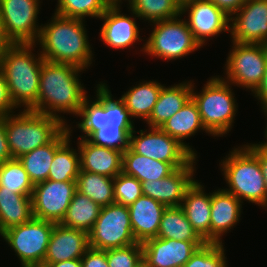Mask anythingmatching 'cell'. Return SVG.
Returning a JSON list of instances; mask_svg holds the SVG:
<instances>
[{
    "mask_svg": "<svg viewBox=\"0 0 267 267\" xmlns=\"http://www.w3.org/2000/svg\"><path fill=\"white\" fill-rule=\"evenodd\" d=\"M4 124L12 158L50 143L66 127L56 117L30 110L4 116Z\"/></svg>",
    "mask_w": 267,
    "mask_h": 267,
    "instance_id": "5",
    "label": "cell"
},
{
    "mask_svg": "<svg viewBox=\"0 0 267 267\" xmlns=\"http://www.w3.org/2000/svg\"><path fill=\"white\" fill-rule=\"evenodd\" d=\"M150 130V131H149ZM130 134L129 147L137 154L170 163L175 169L186 166L195 156L176 138L158 127ZM139 134L136 136L135 134Z\"/></svg>",
    "mask_w": 267,
    "mask_h": 267,
    "instance_id": "13",
    "label": "cell"
},
{
    "mask_svg": "<svg viewBox=\"0 0 267 267\" xmlns=\"http://www.w3.org/2000/svg\"><path fill=\"white\" fill-rule=\"evenodd\" d=\"M50 23L41 24L36 44L45 61L71 64L83 70L93 61V51L87 36L85 20L53 14ZM43 25V26H42Z\"/></svg>",
    "mask_w": 267,
    "mask_h": 267,
    "instance_id": "2",
    "label": "cell"
},
{
    "mask_svg": "<svg viewBox=\"0 0 267 267\" xmlns=\"http://www.w3.org/2000/svg\"><path fill=\"white\" fill-rule=\"evenodd\" d=\"M80 171H87L115 178L122 173L123 152L95 145L88 139L79 138Z\"/></svg>",
    "mask_w": 267,
    "mask_h": 267,
    "instance_id": "21",
    "label": "cell"
},
{
    "mask_svg": "<svg viewBox=\"0 0 267 267\" xmlns=\"http://www.w3.org/2000/svg\"><path fill=\"white\" fill-rule=\"evenodd\" d=\"M109 4H121L122 5V0H106ZM127 1V0H125Z\"/></svg>",
    "mask_w": 267,
    "mask_h": 267,
    "instance_id": "51",
    "label": "cell"
},
{
    "mask_svg": "<svg viewBox=\"0 0 267 267\" xmlns=\"http://www.w3.org/2000/svg\"><path fill=\"white\" fill-rule=\"evenodd\" d=\"M33 218L31 195L0 190V235Z\"/></svg>",
    "mask_w": 267,
    "mask_h": 267,
    "instance_id": "30",
    "label": "cell"
},
{
    "mask_svg": "<svg viewBox=\"0 0 267 267\" xmlns=\"http://www.w3.org/2000/svg\"><path fill=\"white\" fill-rule=\"evenodd\" d=\"M186 12L188 27L201 47L208 39L229 32L230 17L211 0H188L181 4V15Z\"/></svg>",
    "mask_w": 267,
    "mask_h": 267,
    "instance_id": "15",
    "label": "cell"
},
{
    "mask_svg": "<svg viewBox=\"0 0 267 267\" xmlns=\"http://www.w3.org/2000/svg\"><path fill=\"white\" fill-rule=\"evenodd\" d=\"M193 82L191 98L198 107L204 127L214 137L225 136L232 129L238 108L232 84L216 75L196 93Z\"/></svg>",
    "mask_w": 267,
    "mask_h": 267,
    "instance_id": "6",
    "label": "cell"
},
{
    "mask_svg": "<svg viewBox=\"0 0 267 267\" xmlns=\"http://www.w3.org/2000/svg\"><path fill=\"white\" fill-rule=\"evenodd\" d=\"M40 0H0V21L6 39L11 44H36Z\"/></svg>",
    "mask_w": 267,
    "mask_h": 267,
    "instance_id": "12",
    "label": "cell"
},
{
    "mask_svg": "<svg viewBox=\"0 0 267 267\" xmlns=\"http://www.w3.org/2000/svg\"><path fill=\"white\" fill-rule=\"evenodd\" d=\"M54 222L32 218L4 231L0 236L15 252L21 267L43 264Z\"/></svg>",
    "mask_w": 267,
    "mask_h": 267,
    "instance_id": "10",
    "label": "cell"
},
{
    "mask_svg": "<svg viewBox=\"0 0 267 267\" xmlns=\"http://www.w3.org/2000/svg\"><path fill=\"white\" fill-rule=\"evenodd\" d=\"M24 267H50V266L45 265V264H31V265H27Z\"/></svg>",
    "mask_w": 267,
    "mask_h": 267,
    "instance_id": "52",
    "label": "cell"
},
{
    "mask_svg": "<svg viewBox=\"0 0 267 267\" xmlns=\"http://www.w3.org/2000/svg\"><path fill=\"white\" fill-rule=\"evenodd\" d=\"M11 158V152L5 131L4 117H0V164H3Z\"/></svg>",
    "mask_w": 267,
    "mask_h": 267,
    "instance_id": "46",
    "label": "cell"
},
{
    "mask_svg": "<svg viewBox=\"0 0 267 267\" xmlns=\"http://www.w3.org/2000/svg\"><path fill=\"white\" fill-rule=\"evenodd\" d=\"M50 267H82L81 258L51 263Z\"/></svg>",
    "mask_w": 267,
    "mask_h": 267,
    "instance_id": "48",
    "label": "cell"
},
{
    "mask_svg": "<svg viewBox=\"0 0 267 267\" xmlns=\"http://www.w3.org/2000/svg\"><path fill=\"white\" fill-rule=\"evenodd\" d=\"M0 40H7L5 35H4V32H3V27H2L1 21H0Z\"/></svg>",
    "mask_w": 267,
    "mask_h": 267,
    "instance_id": "50",
    "label": "cell"
},
{
    "mask_svg": "<svg viewBox=\"0 0 267 267\" xmlns=\"http://www.w3.org/2000/svg\"><path fill=\"white\" fill-rule=\"evenodd\" d=\"M11 45L8 40H0V64L2 62L5 50Z\"/></svg>",
    "mask_w": 267,
    "mask_h": 267,
    "instance_id": "49",
    "label": "cell"
},
{
    "mask_svg": "<svg viewBox=\"0 0 267 267\" xmlns=\"http://www.w3.org/2000/svg\"><path fill=\"white\" fill-rule=\"evenodd\" d=\"M178 2H180L181 4H183L184 2L188 1V0H177Z\"/></svg>",
    "mask_w": 267,
    "mask_h": 267,
    "instance_id": "54",
    "label": "cell"
},
{
    "mask_svg": "<svg viewBox=\"0 0 267 267\" xmlns=\"http://www.w3.org/2000/svg\"><path fill=\"white\" fill-rule=\"evenodd\" d=\"M205 243L151 238L142 243L143 261L148 267H182Z\"/></svg>",
    "mask_w": 267,
    "mask_h": 267,
    "instance_id": "19",
    "label": "cell"
},
{
    "mask_svg": "<svg viewBox=\"0 0 267 267\" xmlns=\"http://www.w3.org/2000/svg\"><path fill=\"white\" fill-rule=\"evenodd\" d=\"M198 180L187 189L181 207L197 234L210 242L211 193Z\"/></svg>",
    "mask_w": 267,
    "mask_h": 267,
    "instance_id": "24",
    "label": "cell"
},
{
    "mask_svg": "<svg viewBox=\"0 0 267 267\" xmlns=\"http://www.w3.org/2000/svg\"><path fill=\"white\" fill-rule=\"evenodd\" d=\"M89 247L97 250L120 248L137 243L132 233L128 206L110 204L101 207L88 232Z\"/></svg>",
    "mask_w": 267,
    "mask_h": 267,
    "instance_id": "11",
    "label": "cell"
},
{
    "mask_svg": "<svg viewBox=\"0 0 267 267\" xmlns=\"http://www.w3.org/2000/svg\"><path fill=\"white\" fill-rule=\"evenodd\" d=\"M221 165V166H220ZM228 188L242 203L248 201L265 209L267 192L258 157L246 146L233 148L219 163Z\"/></svg>",
    "mask_w": 267,
    "mask_h": 267,
    "instance_id": "4",
    "label": "cell"
},
{
    "mask_svg": "<svg viewBox=\"0 0 267 267\" xmlns=\"http://www.w3.org/2000/svg\"><path fill=\"white\" fill-rule=\"evenodd\" d=\"M132 233L136 242L157 237L166 206L155 199L142 195L128 206Z\"/></svg>",
    "mask_w": 267,
    "mask_h": 267,
    "instance_id": "23",
    "label": "cell"
},
{
    "mask_svg": "<svg viewBox=\"0 0 267 267\" xmlns=\"http://www.w3.org/2000/svg\"><path fill=\"white\" fill-rule=\"evenodd\" d=\"M106 83L102 81L96 85V98L89 100L87 96L77 115L82 120L77 123V128L83 132L80 138L87 139L94 131L104 126L134 127V120L124 102L119 98L114 100Z\"/></svg>",
    "mask_w": 267,
    "mask_h": 267,
    "instance_id": "8",
    "label": "cell"
},
{
    "mask_svg": "<svg viewBox=\"0 0 267 267\" xmlns=\"http://www.w3.org/2000/svg\"><path fill=\"white\" fill-rule=\"evenodd\" d=\"M142 184L135 177L119 173L114 178L115 203L129 206L142 196Z\"/></svg>",
    "mask_w": 267,
    "mask_h": 267,
    "instance_id": "40",
    "label": "cell"
},
{
    "mask_svg": "<svg viewBox=\"0 0 267 267\" xmlns=\"http://www.w3.org/2000/svg\"><path fill=\"white\" fill-rule=\"evenodd\" d=\"M160 129L171 137L176 138L195 157H197V152H195L194 148L192 149V146L185 143L184 140L194 136L199 130H203L208 135L213 136L204 127L198 107L192 98H190L171 118L165 121Z\"/></svg>",
    "mask_w": 267,
    "mask_h": 267,
    "instance_id": "26",
    "label": "cell"
},
{
    "mask_svg": "<svg viewBox=\"0 0 267 267\" xmlns=\"http://www.w3.org/2000/svg\"><path fill=\"white\" fill-rule=\"evenodd\" d=\"M175 168L163 161L135 153L130 147L123 152L122 172L140 182L159 180L170 175Z\"/></svg>",
    "mask_w": 267,
    "mask_h": 267,
    "instance_id": "29",
    "label": "cell"
},
{
    "mask_svg": "<svg viewBox=\"0 0 267 267\" xmlns=\"http://www.w3.org/2000/svg\"><path fill=\"white\" fill-rule=\"evenodd\" d=\"M109 267H137L143 261L142 243L106 250Z\"/></svg>",
    "mask_w": 267,
    "mask_h": 267,
    "instance_id": "41",
    "label": "cell"
},
{
    "mask_svg": "<svg viewBox=\"0 0 267 267\" xmlns=\"http://www.w3.org/2000/svg\"><path fill=\"white\" fill-rule=\"evenodd\" d=\"M38 44H11L4 52L0 69L16 108L37 112L41 66L44 58L32 51ZM37 56V57H35Z\"/></svg>",
    "mask_w": 267,
    "mask_h": 267,
    "instance_id": "3",
    "label": "cell"
},
{
    "mask_svg": "<svg viewBox=\"0 0 267 267\" xmlns=\"http://www.w3.org/2000/svg\"><path fill=\"white\" fill-rule=\"evenodd\" d=\"M134 127L104 126L94 131L87 139L95 145L113 148L124 152L129 147L130 134Z\"/></svg>",
    "mask_w": 267,
    "mask_h": 267,
    "instance_id": "38",
    "label": "cell"
},
{
    "mask_svg": "<svg viewBox=\"0 0 267 267\" xmlns=\"http://www.w3.org/2000/svg\"><path fill=\"white\" fill-rule=\"evenodd\" d=\"M100 209L101 207L96 202L76 190L60 224L88 233L95 224Z\"/></svg>",
    "mask_w": 267,
    "mask_h": 267,
    "instance_id": "32",
    "label": "cell"
},
{
    "mask_svg": "<svg viewBox=\"0 0 267 267\" xmlns=\"http://www.w3.org/2000/svg\"><path fill=\"white\" fill-rule=\"evenodd\" d=\"M120 9V4H110L99 18L104 21L100 30L101 41L103 40V44L110 48L118 50L129 48L135 42L142 41L135 20L138 16L130 9L128 11H131V15L127 16L121 13Z\"/></svg>",
    "mask_w": 267,
    "mask_h": 267,
    "instance_id": "18",
    "label": "cell"
},
{
    "mask_svg": "<svg viewBox=\"0 0 267 267\" xmlns=\"http://www.w3.org/2000/svg\"><path fill=\"white\" fill-rule=\"evenodd\" d=\"M76 181L46 180L34 185L32 198L33 217L60 223L76 191Z\"/></svg>",
    "mask_w": 267,
    "mask_h": 267,
    "instance_id": "14",
    "label": "cell"
},
{
    "mask_svg": "<svg viewBox=\"0 0 267 267\" xmlns=\"http://www.w3.org/2000/svg\"><path fill=\"white\" fill-rule=\"evenodd\" d=\"M242 210V202L224 189L211 193V243L223 242L222 236L240 221Z\"/></svg>",
    "mask_w": 267,
    "mask_h": 267,
    "instance_id": "22",
    "label": "cell"
},
{
    "mask_svg": "<svg viewBox=\"0 0 267 267\" xmlns=\"http://www.w3.org/2000/svg\"><path fill=\"white\" fill-rule=\"evenodd\" d=\"M128 9L140 20L148 23L163 21L181 15V3L177 0H127Z\"/></svg>",
    "mask_w": 267,
    "mask_h": 267,
    "instance_id": "35",
    "label": "cell"
},
{
    "mask_svg": "<svg viewBox=\"0 0 267 267\" xmlns=\"http://www.w3.org/2000/svg\"><path fill=\"white\" fill-rule=\"evenodd\" d=\"M55 14L74 19L100 18L110 5L106 0H57Z\"/></svg>",
    "mask_w": 267,
    "mask_h": 267,
    "instance_id": "37",
    "label": "cell"
},
{
    "mask_svg": "<svg viewBox=\"0 0 267 267\" xmlns=\"http://www.w3.org/2000/svg\"><path fill=\"white\" fill-rule=\"evenodd\" d=\"M15 109L16 106L11 98L8 85L0 69V117L15 113Z\"/></svg>",
    "mask_w": 267,
    "mask_h": 267,
    "instance_id": "42",
    "label": "cell"
},
{
    "mask_svg": "<svg viewBox=\"0 0 267 267\" xmlns=\"http://www.w3.org/2000/svg\"><path fill=\"white\" fill-rule=\"evenodd\" d=\"M137 267H148V266H147V264L144 261H142L141 263H139L137 265Z\"/></svg>",
    "mask_w": 267,
    "mask_h": 267,
    "instance_id": "53",
    "label": "cell"
},
{
    "mask_svg": "<svg viewBox=\"0 0 267 267\" xmlns=\"http://www.w3.org/2000/svg\"><path fill=\"white\" fill-rule=\"evenodd\" d=\"M163 86L156 80L142 81L129 88L120 99L124 102L134 120L139 118L147 121L152 114Z\"/></svg>",
    "mask_w": 267,
    "mask_h": 267,
    "instance_id": "28",
    "label": "cell"
},
{
    "mask_svg": "<svg viewBox=\"0 0 267 267\" xmlns=\"http://www.w3.org/2000/svg\"><path fill=\"white\" fill-rule=\"evenodd\" d=\"M223 243L206 242L182 267H227Z\"/></svg>",
    "mask_w": 267,
    "mask_h": 267,
    "instance_id": "39",
    "label": "cell"
},
{
    "mask_svg": "<svg viewBox=\"0 0 267 267\" xmlns=\"http://www.w3.org/2000/svg\"><path fill=\"white\" fill-rule=\"evenodd\" d=\"M265 140L263 143H252V144H245L259 159L264 180H265V185H266V192H267V134H264ZM261 143V144H260Z\"/></svg>",
    "mask_w": 267,
    "mask_h": 267,
    "instance_id": "44",
    "label": "cell"
},
{
    "mask_svg": "<svg viewBox=\"0 0 267 267\" xmlns=\"http://www.w3.org/2000/svg\"><path fill=\"white\" fill-rule=\"evenodd\" d=\"M76 189L93 202H96L100 207L115 203L114 178L87 171H79Z\"/></svg>",
    "mask_w": 267,
    "mask_h": 267,
    "instance_id": "33",
    "label": "cell"
},
{
    "mask_svg": "<svg viewBox=\"0 0 267 267\" xmlns=\"http://www.w3.org/2000/svg\"><path fill=\"white\" fill-rule=\"evenodd\" d=\"M158 238L206 243L194 230L181 206L166 207L163 212Z\"/></svg>",
    "mask_w": 267,
    "mask_h": 267,
    "instance_id": "31",
    "label": "cell"
},
{
    "mask_svg": "<svg viewBox=\"0 0 267 267\" xmlns=\"http://www.w3.org/2000/svg\"><path fill=\"white\" fill-rule=\"evenodd\" d=\"M252 94H254V97L260 102L262 112L264 111L265 117H267V64L264 76Z\"/></svg>",
    "mask_w": 267,
    "mask_h": 267,
    "instance_id": "45",
    "label": "cell"
},
{
    "mask_svg": "<svg viewBox=\"0 0 267 267\" xmlns=\"http://www.w3.org/2000/svg\"><path fill=\"white\" fill-rule=\"evenodd\" d=\"M82 71L71 64L44 60L40 72L37 113L56 117L68 126L59 114L71 113L76 117L79 114L88 93L79 79Z\"/></svg>",
    "mask_w": 267,
    "mask_h": 267,
    "instance_id": "1",
    "label": "cell"
},
{
    "mask_svg": "<svg viewBox=\"0 0 267 267\" xmlns=\"http://www.w3.org/2000/svg\"><path fill=\"white\" fill-rule=\"evenodd\" d=\"M72 129L66 126L50 143L25 153L18 158L33 185L48 180L55 152L70 138Z\"/></svg>",
    "mask_w": 267,
    "mask_h": 267,
    "instance_id": "25",
    "label": "cell"
},
{
    "mask_svg": "<svg viewBox=\"0 0 267 267\" xmlns=\"http://www.w3.org/2000/svg\"><path fill=\"white\" fill-rule=\"evenodd\" d=\"M34 185L18 158L0 164V190L32 195Z\"/></svg>",
    "mask_w": 267,
    "mask_h": 267,
    "instance_id": "36",
    "label": "cell"
},
{
    "mask_svg": "<svg viewBox=\"0 0 267 267\" xmlns=\"http://www.w3.org/2000/svg\"><path fill=\"white\" fill-rule=\"evenodd\" d=\"M231 41L267 45V0H246L230 17Z\"/></svg>",
    "mask_w": 267,
    "mask_h": 267,
    "instance_id": "16",
    "label": "cell"
},
{
    "mask_svg": "<svg viewBox=\"0 0 267 267\" xmlns=\"http://www.w3.org/2000/svg\"><path fill=\"white\" fill-rule=\"evenodd\" d=\"M214 2L226 15L231 17L246 0H211Z\"/></svg>",
    "mask_w": 267,
    "mask_h": 267,
    "instance_id": "47",
    "label": "cell"
},
{
    "mask_svg": "<svg viewBox=\"0 0 267 267\" xmlns=\"http://www.w3.org/2000/svg\"><path fill=\"white\" fill-rule=\"evenodd\" d=\"M82 267H109L106 250L88 248L81 257Z\"/></svg>",
    "mask_w": 267,
    "mask_h": 267,
    "instance_id": "43",
    "label": "cell"
},
{
    "mask_svg": "<svg viewBox=\"0 0 267 267\" xmlns=\"http://www.w3.org/2000/svg\"><path fill=\"white\" fill-rule=\"evenodd\" d=\"M226 59L225 81L253 92L264 76L267 64V45L232 41ZM227 79V80H226Z\"/></svg>",
    "mask_w": 267,
    "mask_h": 267,
    "instance_id": "9",
    "label": "cell"
},
{
    "mask_svg": "<svg viewBox=\"0 0 267 267\" xmlns=\"http://www.w3.org/2000/svg\"><path fill=\"white\" fill-rule=\"evenodd\" d=\"M192 82L184 81L169 87L163 86L149 119V127L160 128L162 124L178 112L191 98Z\"/></svg>",
    "mask_w": 267,
    "mask_h": 267,
    "instance_id": "27",
    "label": "cell"
},
{
    "mask_svg": "<svg viewBox=\"0 0 267 267\" xmlns=\"http://www.w3.org/2000/svg\"><path fill=\"white\" fill-rule=\"evenodd\" d=\"M194 157L186 166L175 169L170 175L159 180L143 181L142 193L166 207L181 206L187 189L193 184L196 173Z\"/></svg>",
    "mask_w": 267,
    "mask_h": 267,
    "instance_id": "17",
    "label": "cell"
},
{
    "mask_svg": "<svg viewBox=\"0 0 267 267\" xmlns=\"http://www.w3.org/2000/svg\"><path fill=\"white\" fill-rule=\"evenodd\" d=\"M182 15L154 22V28L142 46V52L163 60H177L195 52L201 45L195 40ZM179 18V19H178Z\"/></svg>",
    "mask_w": 267,
    "mask_h": 267,
    "instance_id": "7",
    "label": "cell"
},
{
    "mask_svg": "<svg viewBox=\"0 0 267 267\" xmlns=\"http://www.w3.org/2000/svg\"><path fill=\"white\" fill-rule=\"evenodd\" d=\"M89 248L88 233L55 223L43 264L80 259Z\"/></svg>",
    "mask_w": 267,
    "mask_h": 267,
    "instance_id": "20",
    "label": "cell"
},
{
    "mask_svg": "<svg viewBox=\"0 0 267 267\" xmlns=\"http://www.w3.org/2000/svg\"><path fill=\"white\" fill-rule=\"evenodd\" d=\"M69 138L56 152L48 174L49 180L57 182L76 181L80 171V154L71 147Z\"/></svg>",
    "mask_w": 267,
    "mask_h": 267,
    "instance_id": "34",
    "label": "cell"
}]
</instances>
